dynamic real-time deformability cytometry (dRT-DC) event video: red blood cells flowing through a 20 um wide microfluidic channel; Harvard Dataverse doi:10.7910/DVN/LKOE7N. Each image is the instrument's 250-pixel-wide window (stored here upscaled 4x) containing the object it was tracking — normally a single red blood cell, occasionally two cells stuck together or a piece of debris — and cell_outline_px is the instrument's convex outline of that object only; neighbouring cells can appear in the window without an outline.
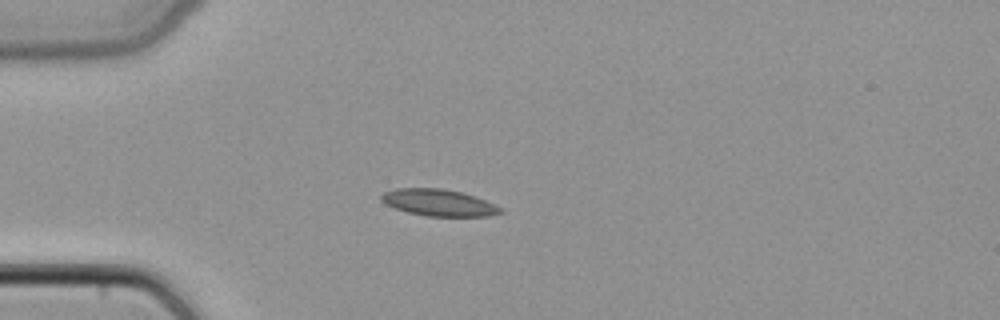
{"species": "common noctule bat (a hibernating species)", "species_latin": "Nyctalus noctula", "temperature_condition": "cold", "stored_images_in_passage": 36, "camera_frame_rate_fps": 3000, "um_per_image_px": 0.085, "animal": {"sex": "female", "body_mass_g": 22.7, "forearm_length_mm": 54.2}, "frame": {"image": 1, "passage_image": 1, "time_ms": 0.0, "image_size_px": [1000, 320], "cell_outline_px": [[504, 212], [488, 216], [428, 216], [408, 212], [384, 204], [380, 200], [380, 196], [384, 192], [396, 188], [444, 188], [464, 192], [476, 196], [504, 208]], "centroid_in_image_um": [37.32, 17.21], "position_along_channel_um": 47.7, "area_um2": 18.79}}
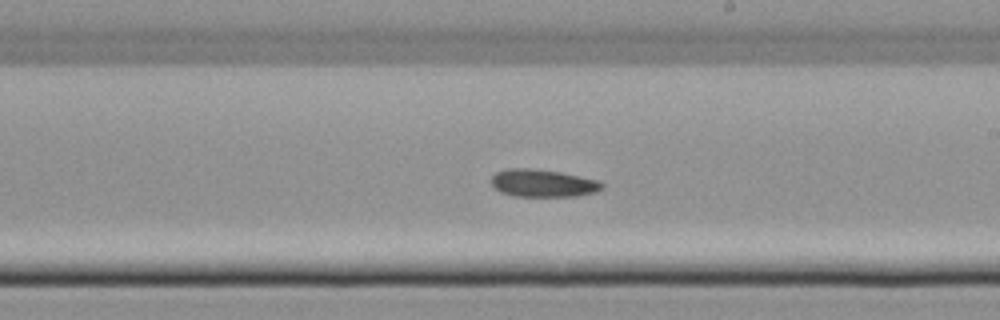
{"frame": {"image": 2, "passage_image": 16, "time_ms": 5.0, "image_size_px": [1000, 320], "cell_outline_px": [[604, 188], [596, 192], [576, 196], [512, 196], [500, 192], [492, 184], [492, 176], [496, 172], [508, 168], [528, 168], [560, 172], [600, 180], [604, 184]], "centroid_in_image_um": [46.18, 15.57], "position_along_channel_um": 242.8, "area_um2": 17.86}}
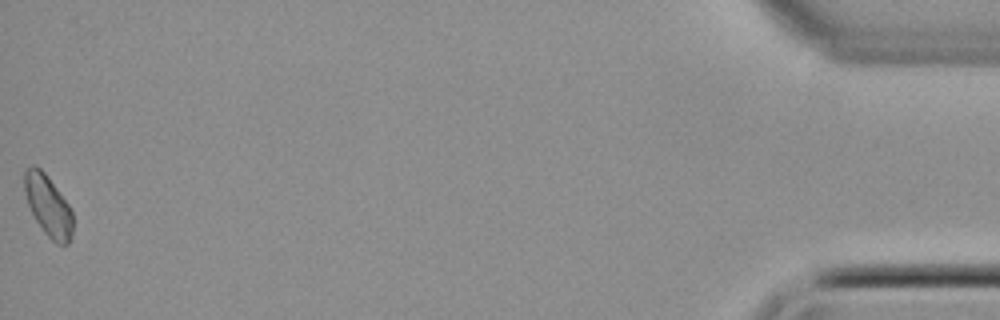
{"frame": {"image": 3, "passage_image": 36, "time_ms": 11.667, "image_size_px": [1000, 320], "cell_outline_px": [[72, 240], [68, 244], [56, 244], [44, 232], [36, 220], [28, 204], [24, 192], [24, 172], [32, 164], [36, 164], [44, 172], [68, 204], [72, 212]], "centroid_in_image_um": [4.09, 17.49], "position_along_channel_um": 431.1, "area_um2": 17.05}}